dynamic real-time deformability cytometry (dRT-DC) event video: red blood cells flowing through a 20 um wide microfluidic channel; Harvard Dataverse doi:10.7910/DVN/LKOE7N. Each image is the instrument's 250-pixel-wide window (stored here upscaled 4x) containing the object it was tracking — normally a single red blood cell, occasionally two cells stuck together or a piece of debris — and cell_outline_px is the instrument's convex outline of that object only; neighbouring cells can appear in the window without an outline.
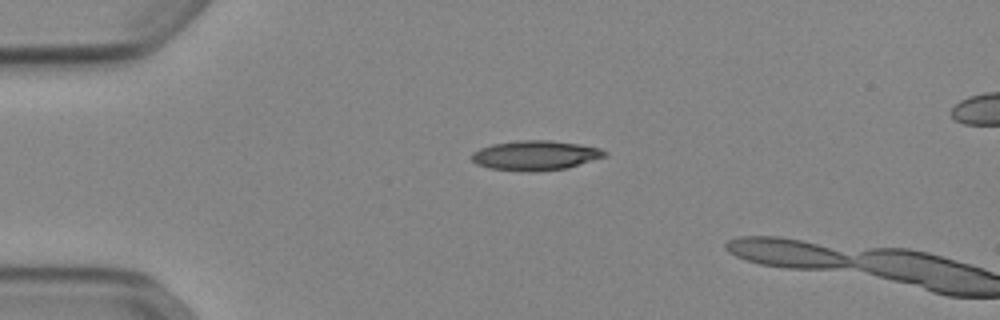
{"species": "Egyptian fruit bat (a non-hibernating species)", "species_latin": "Rousettus aegyptiacus", "temperature_condition": "cold", "stored_images_in_passage": 5, "camera_frame_rate_fps": 3000, "um_per_image_px": 0.085, "animal": {"sex": "female"}, "frame": {"image": 1, "passage_image": 2, "time_ms": 0.333, "image_size_px": [1000, 320], "cell_outline_px": [[608, 156], [568, 168], [532, 172], [524, 172], [488, 168], [476, 164], [472, 160], [472, 152], [480, 148], [492, 144], [516, 140], [552, 140], [600, 148], [608, 152]], "centroid_in_image_um": [45.51, 13.22], "position_along_channel_um": 39.5, "area_um2": 23.29}}